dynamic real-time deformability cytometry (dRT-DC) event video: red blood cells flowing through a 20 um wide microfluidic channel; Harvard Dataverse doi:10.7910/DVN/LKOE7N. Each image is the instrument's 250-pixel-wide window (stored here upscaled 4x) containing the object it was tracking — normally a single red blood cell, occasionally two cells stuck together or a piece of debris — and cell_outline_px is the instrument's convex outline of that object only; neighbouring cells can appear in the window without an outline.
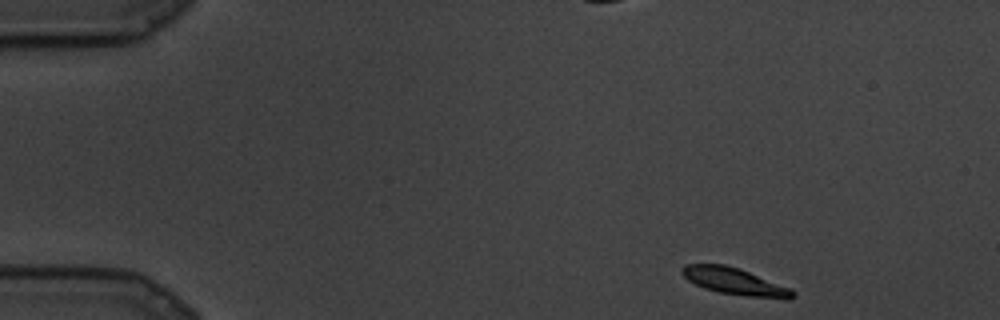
{"species": "common noctule bat (a hibernating species)", "species_latin": "Nyctalus noctula", "temperature_condition": "cold", "stored_images_in_passage": 79, "camera_frame_rate_fps": 3000, "um_per_image_px": 0.085, "animal": {"sex": "male", "body_mass_g": 19.5, "forearm_length_mm": 54.6}, "frame": {"image": 1, "passage_image": 1, "time_ms": 0.0, "image_size_px": [1000, 320], "cell_outline_px": [[796, 296], [788, 300], [784, 300], [744, 296], [720, 292], [704, 288], [688, 280], [680, 272], [680, 268], [684, 264], [724, 264], [740, 268], [792, 288], [796, 292]], "centroid_in_image_um": [62.52, 23.93], "position_along_channel_um": 22.5, "area_um2": 17.74}}
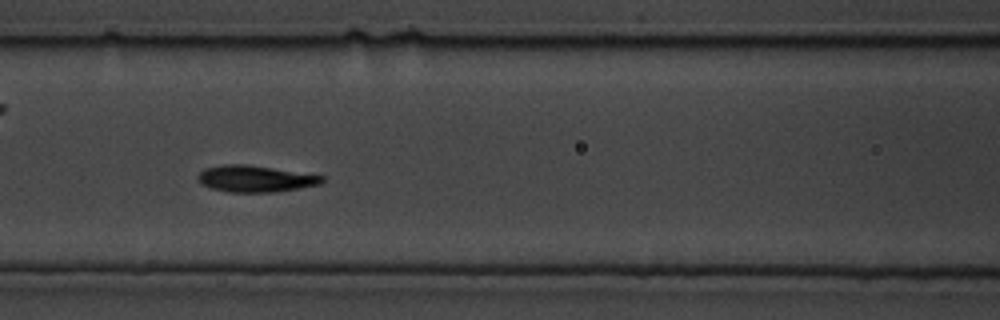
{"frame": {"image": 2, "passage_image": 29, "time_ms": 9.333, "image_size_px": [1000, 320], "cell_outline_px": [[324, 180], [320, 184], [300, 188], [272, 192], [228, 192], [212, 188], [200, 184], [196, 176], [204, 168], [224, 164], [248, 164], [324, 176]], "centroid_in_image_um": [21.66, 15.19], "position_along_channel_um": 144.9, "area_um2": 19.19}}
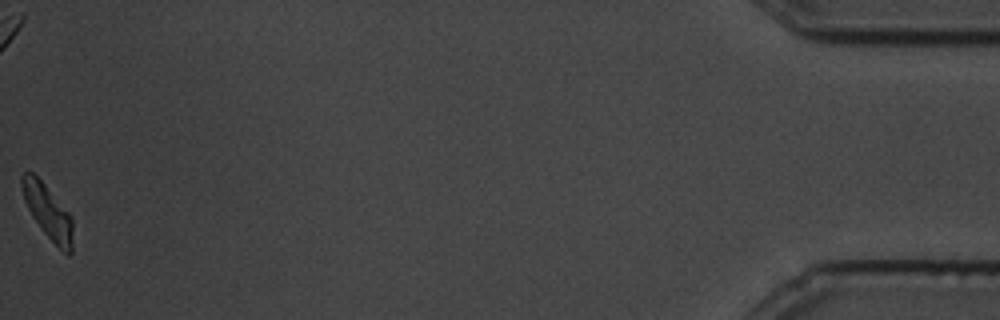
{"frame": {"image": 3, "passage_image": 79, "time_ms": 26.0, "image_size_px": [1000, 320], "cell_outline_px": [[72, 252], [68, 256], [44, 232], [32, 216], [24, 200], [20, 184], [20, 176], [24, 172], [32, 172], [44, 184], [72, 216]], "centroid_in_image_um": [4.05, 17.98], "position_along_channel_um": 431.1, "area_um2": 15.78}}